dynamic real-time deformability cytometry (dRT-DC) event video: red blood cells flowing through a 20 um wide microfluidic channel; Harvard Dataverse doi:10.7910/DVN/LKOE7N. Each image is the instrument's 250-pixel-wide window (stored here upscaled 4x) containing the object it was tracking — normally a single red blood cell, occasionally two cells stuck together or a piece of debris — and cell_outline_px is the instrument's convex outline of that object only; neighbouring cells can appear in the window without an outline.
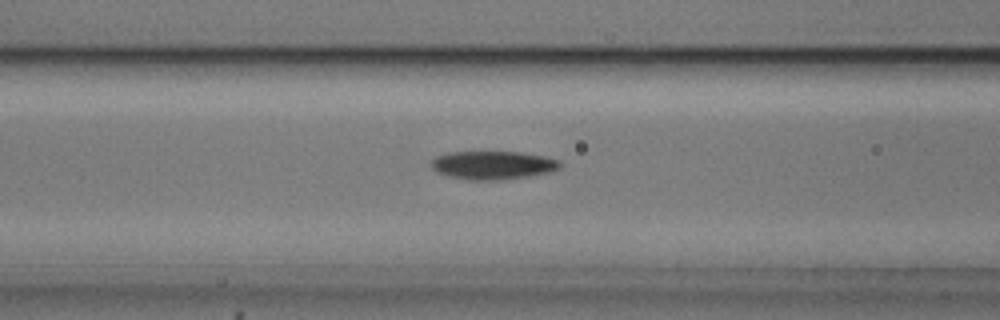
{"species": "common noctule bat (a hibernating species)", "species_latin": "Nyctalus noctula", "temperature_condition": "cold", "stored_images_in_passage": 49, "camera_frame_rate_fps": 3000, "um_per_image_px": 0.085, "animal": {"sex": "male", "body_mass_g": 20.5, "forearm_length_mm": 52.5}, "frame": {"image": 1, "passage_image": 16, "time_ms": 5.0, "image_size_px": [1000, 320], "cell_outline_px": [[560, 168], [552, 172], [528, 176], [500, 180], [468, 180], [448, 176], [436, 172], [432, 168], [432, 160], [436, 156], [448, 152], [520, 152], [544, 156], [560, 160]], "centroid_in_image_um": [41.9, 14.04], "position_along_channel_um": 124.7, "area_um2": 21.39}}
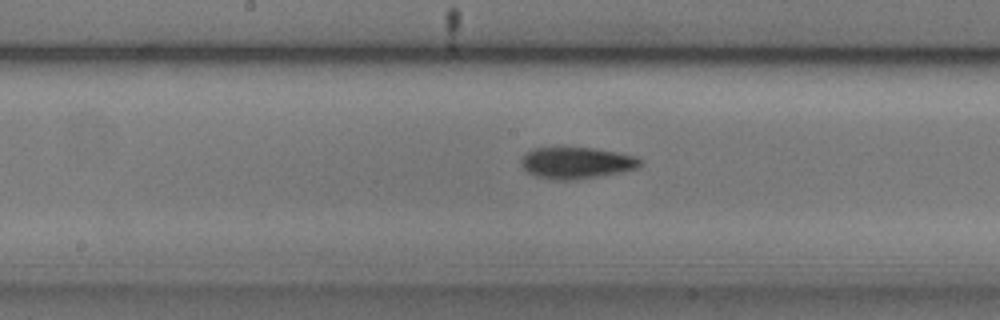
{"frame": {"image": 2, "passage_image": 22, "time_ms": 7.0, "image_size_px": [1000, 320], "cell_outline_px": [[644, 164], [636, 168], [620, 172], [572, 180], [556, 180], [536, 176], [528, 172], [520, 164], [520, 160], [524, 152], [532, 148], [560, 144], [592, 148], [616, 152], [636, 156], [644, 160]], "centroid_in_image_um": [48.94, 13.78], "position_along_channel_um": 199.3, "area_um2": 22.72}}
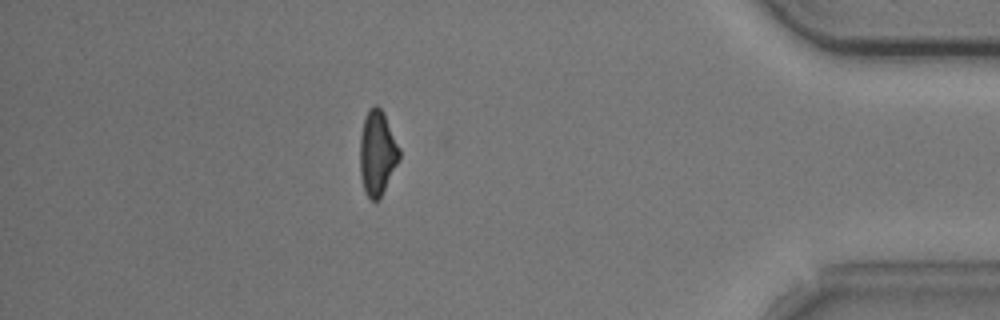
{"frame": {"image": 3, "passage_image": 42, "time_ms": 13.667, "image_size_px": [1000, 320], "cell_outline_px": [[400, 160], [380, 200], [372, 200], [364, 192], [360, 176], [360, 136], [364, 120], [368, 108], [376, 104], [384, 112], [400, 148]], "centroid_in_image_um": [32.08, 13.02], "position_along_channel_um": 403.1, "area_um2": 19.83}, "authors_computed_cell_mechanics": {"area_um2": 20.4034, "velocity_mm_per_s": 3.7105, "shape_relaxation_time_tau1_ms": 2.8636, "shape_relaxation_time_tau2_ms": 9.7932, "deformation_change_tau1": 0.124, "deformation_change_tau2": 0.1933}}